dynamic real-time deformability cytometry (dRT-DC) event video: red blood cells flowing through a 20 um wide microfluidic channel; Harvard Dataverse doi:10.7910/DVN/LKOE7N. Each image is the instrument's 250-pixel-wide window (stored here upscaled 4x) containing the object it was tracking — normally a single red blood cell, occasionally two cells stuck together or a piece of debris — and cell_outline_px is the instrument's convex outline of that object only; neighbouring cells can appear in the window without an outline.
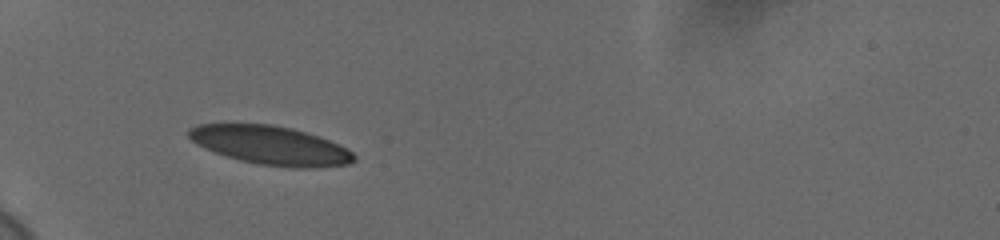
{"species": "human", "species_latin": "Homo sapiens", "temperature_condition": "cold", "stored_images_in_passage": 38, "camera_frame_rate_fps": 3000, "um_per_image_px": 0.085, "donor": {"sex": "female"}, "frame": {"image": 1, "passage_image": 1, "time_ms": 0.0, "image_size_px": [1000, 240], "cell_outline_px": [[356, 160], [348, 164], [312, 168], [292, 168], [260, 164], [240, 160], [204, 148], [196, 144], [188, 136], [188, 128], [200, 124], [272, 124], [292, 128], [320, 136], [340, 144], [348, 148], [356, 156]], "centroid_in_image_um": [23.04, 12.35], "position_along_channel_um": 62.0, "area_um2": 37.4}}
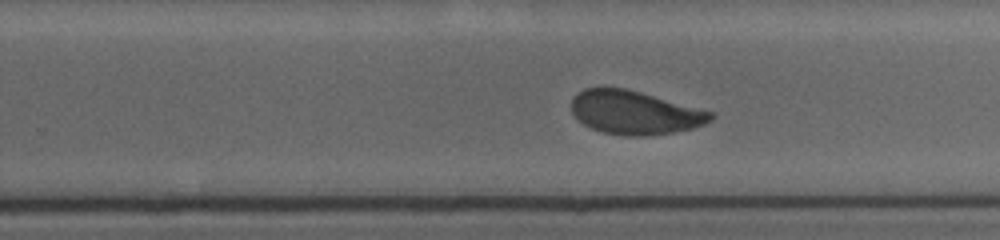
{"frame": {"image": 2, "passage_image": 20, "time_ms": 6.333, "image_size_px": [1000, 240], "cell_outline_px": [[716, 116], [712, 120], [704, 124], [692, 128], [672, 132], [644, 136], [624, 136], [604, 132], [592, 128], [584, 124], [572, 112], [572, 100], [576, 92], [584, 88], [624, 88], [640, 92], [712, 112]], "centroid_in_image_um": [53.94, 9.57], "position_along_channel_um": 275.9, "area_um2": 34.91}}
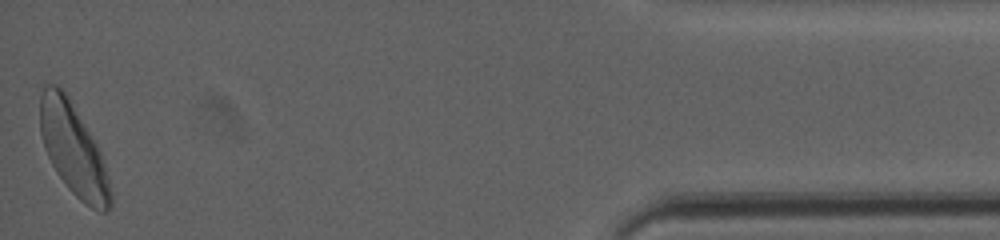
{"frame": {"image": 3, "passage_image": 38, "time_ms": 12.333, "image_size_px": [1000, 240], "cell_outline_px": [[112, 208], [104, 212], [100, 212], [84, 204], [68, 188], [56, 172], [44, 148], [40, 132], [40, 96], [44, 84], [56, 84], [68, 96], [96, 144], [104, 160], [112, 192]], "centroid_in_image_um": [6.24, 12.74], "position_along_channel_um": 429.0, "area_um2": 37.57}, "authors_computed_cell_mechanics": {"area_um2": 36.3273, "velocity_mm_per_s": 3.6386, "shape_relaxation_time_tau1_ms": 3.0981, "shape_relaxation_time_tau2_ms": 1.3748, "deformation_change_tau1": 0.1193, "deformation_change_tau2": 0.0555}}